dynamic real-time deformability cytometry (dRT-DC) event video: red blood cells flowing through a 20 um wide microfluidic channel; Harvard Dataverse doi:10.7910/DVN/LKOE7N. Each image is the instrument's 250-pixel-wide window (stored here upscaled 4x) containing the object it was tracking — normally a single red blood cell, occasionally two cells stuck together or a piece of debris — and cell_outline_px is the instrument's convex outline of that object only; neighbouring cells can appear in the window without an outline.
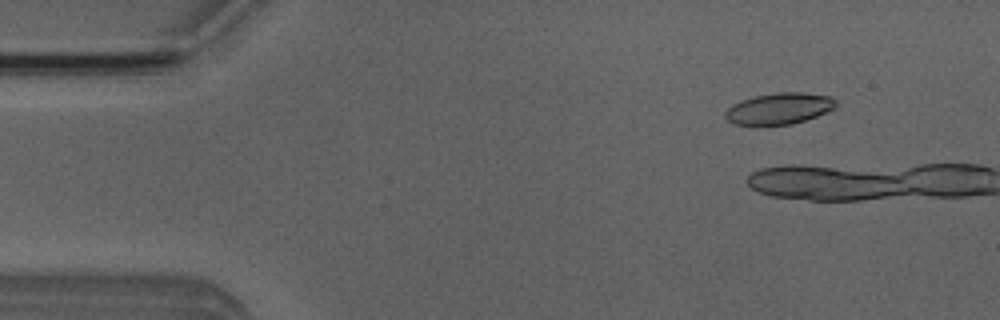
{"species": "Egyptian fruit bat (a non-hibernating species)", "species_latin": "Rousettus aegyptiacus", "temperature_condition": "room temperature", "stored_images_in_passage": 8, "camera_frame_rate_fps": 3000, "um_per_image_px": 0.085, "animal": {"sex": "male"}, "frame": {"image": 1, "passage_image": 2, "time_ms": 0.333, "image_size_px": [1000, 320], "cell_outline_px": [[836, 108], [816, 116], [792, 124], [752, 128], [732, 124], [724, 116], [724, 112], [732, 104], [740, 100], [756, 96], [776, 92], [804, 92], [832, 96], [836, 100]], "centroid_in_image_um": [66.17, 9.26], "position_along_channel_um": 18.8, "area_um2": 21.04}}